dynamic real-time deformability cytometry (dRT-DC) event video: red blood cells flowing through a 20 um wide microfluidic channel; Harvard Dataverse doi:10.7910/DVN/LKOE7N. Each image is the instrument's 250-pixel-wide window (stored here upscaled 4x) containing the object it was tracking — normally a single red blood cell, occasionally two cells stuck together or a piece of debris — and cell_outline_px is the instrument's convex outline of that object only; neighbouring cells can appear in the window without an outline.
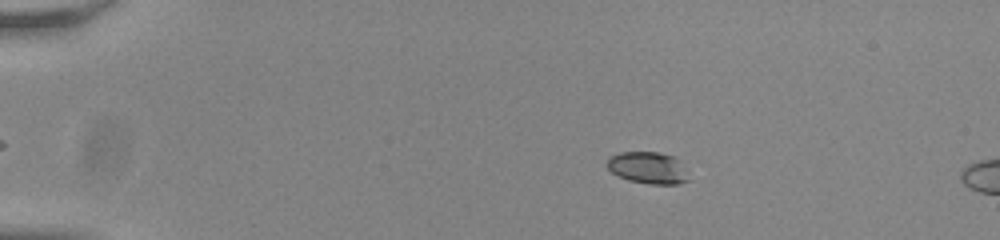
{"species": "common noctule bat (a hibernating species)", "species_latin": "Nyctalus noctula", "temperature_condition": "room temperature", "stored_images_in_passage": 6, "camera_frame_rate_fps": 3000, "um_per_image_px": 0.085, "animal": {"sex": "male", "body_mass_g": 20.0, "forearm_length_mm": 53.3}, "frame": {"image": 1, "passage_image": 1, "time_ms": 0.0, "image_size_px": [1000, 240], "cell_outline_px": [[688, 180], [676, 184], [648, 184], [628, 180], [612, 172], [608, 168], [608, 160], [612, 156], [620, 152], [660, 152], [672, 156], [680, 160]], "centroid_in_image_um": [55.07, 14.26], "position_along_channel_um": 29.9, "area_um2": 14.85}}